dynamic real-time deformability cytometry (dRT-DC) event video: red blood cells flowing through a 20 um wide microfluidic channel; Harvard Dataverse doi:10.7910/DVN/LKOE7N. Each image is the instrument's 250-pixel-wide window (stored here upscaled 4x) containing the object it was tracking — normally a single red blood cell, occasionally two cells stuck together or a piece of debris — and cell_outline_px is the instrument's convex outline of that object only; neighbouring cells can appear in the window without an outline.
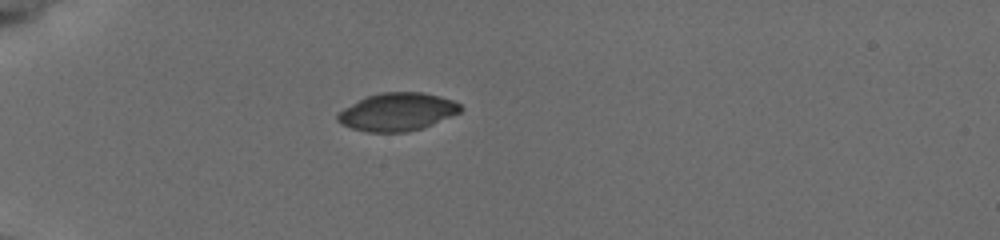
{"species": "common noctule bat (a hibernating species)", "species_latin": "Nyctalus noctula", "temperature_condition": "cold", "stored_images_in_passage": 39, "camera_frame_rate_fps": 3000, "um_per_image_px": 0.085, "animal": {"sex": "female", "body_mass_g": 19.5, "forearm_length_mm": 54.1}, "frame": {"image": 1, "passage_image": 1, "time_ms": 0.0, "image_size_px": [1000, 240], "cell_outline_px": [[464, 108], [460, 112], [432, 124], [408, 132], [368, 132], [352, 128], [340, 124], [336, 120], [336, 112], [368, 96], [380, 92], [420, 92], [440, 96], [452, 100], [460, 104]], "centroid_in_image_um": [33.75, 9.51], "position_along_channel_um": 51.2, "area_um2": 27.05}}
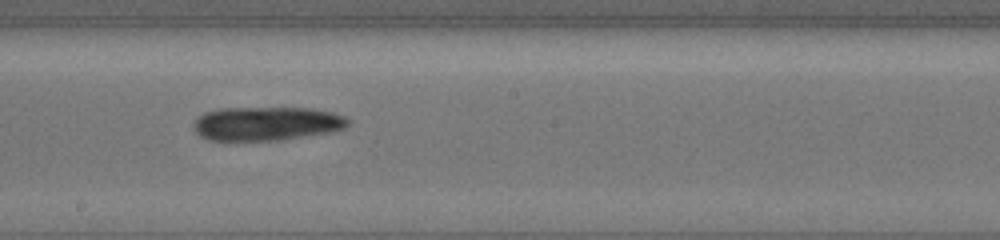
{"frame": {"image": 2, "passage_image": 17, "time_ms": 5.333, "image_size_px": [1000, 240], "cell_outline_px": [[348, 124], [344, 128], [332, 132], [284, 140], [208, 140], [200, 136], [192, 128], [192, 124], [204, 112], [220, 108], [312, 108], [332, 112], [344, 116], [348, 120]], "centroid_in_image_um": [22.65, 10.51], "position_along_channel_um": 225.5, "area_um2": 30.63}}
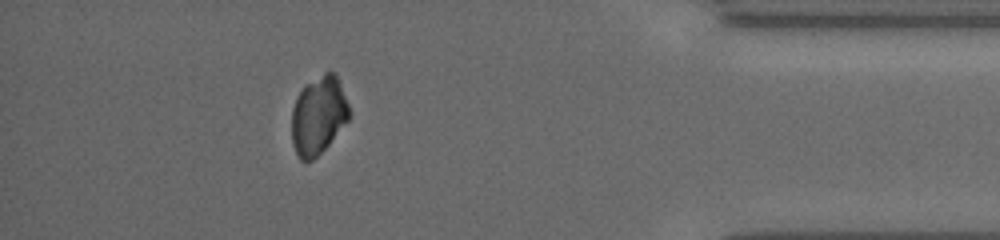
{"frame": {"image": 3, "passage_image": 34, "time_ms": 11.0, "image_size_px": [1000, 240], "cell_outline_px": [[348, 120], [328, 144], [312, 160], [300, 160], [292, 144], [292, 108], [296, 96], [308, 84], [324, 72], [336, 72], [348, 104]], "centroid_in_image_um": [27.05, 9.8], "position_along_channel_um": 408.2, "area_um2": 25.66}, "authors_computed_cell_mechanics": {"area_um2": 29.8248, "velocity_mm_per_s": 3.8121, "shape_relaxation_time_tau1_ms": 8.8784, "shape_relaxation_time_tau2_ms": null, "deformation_change_tau1": 0.1155, "deformation_change_tau2": null}}